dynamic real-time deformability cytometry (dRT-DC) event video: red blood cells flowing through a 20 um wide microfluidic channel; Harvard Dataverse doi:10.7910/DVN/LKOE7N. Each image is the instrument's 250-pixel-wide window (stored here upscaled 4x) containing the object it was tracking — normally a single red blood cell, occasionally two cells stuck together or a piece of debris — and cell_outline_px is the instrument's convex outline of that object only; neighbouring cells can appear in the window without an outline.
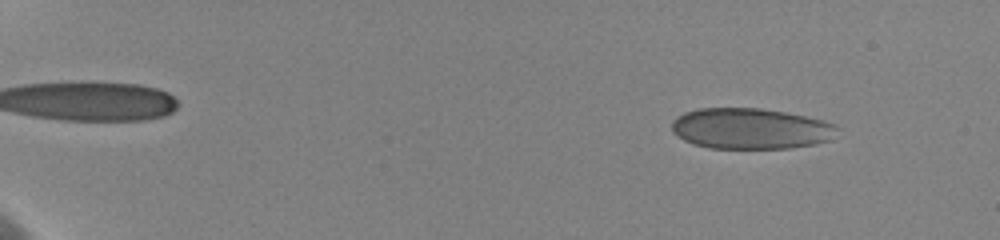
{"species": "human", "species_latin": "Homo sapiens", "temperature_condition": "cold", "stored_images_in_passage": 64, "camera_frame_rate_fps": 3000, "um_per_image_px": 0.085, "donor": {"sex": "female"}, "frame": {"image": 1, "passage_image": 7, "time_ms": 2.0, "image_size_px": [1000, 240], "cell_outline_px": [[836, 128], [828, 140], [812, 144], [792, 148], [708, 148], [692, 144], [684, 140], [672, 128], [672, 120], [676, 116], [684, 112], [700, 108], [760, 108], [784, 112], [804, 116], [820, 120], [832, 124]], "centroid_in_image_um": [63.71, 10.93], "position_along_channel_um": 21.3, "area_um2": 38.84}}
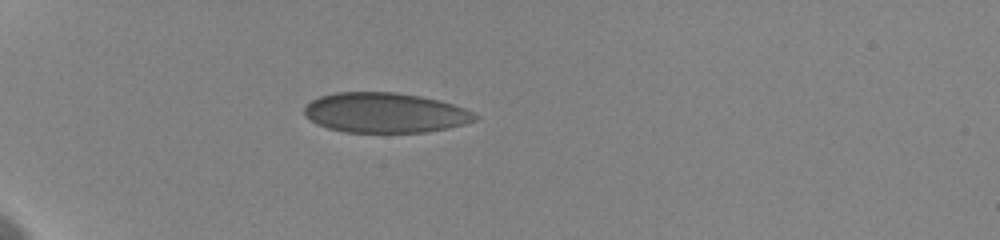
{"frame": {"image": 2, "passage_image": 21, "time_ms": 6.0, "image_size_px": [1000, 240], "cell_outline_px": [[480, 116], [476, 120], [464, 124], [424, 132], [344, 132], [328, 128], [312, 120], [304, 112], [304, 108], [312, 100], [320, 96], [336, 92], [396, 92], [420, 96], [452, 104], [464, 108]], "centroid_in_image_um": [32.74, 9.58], "position_along_channel_um": 52.3, "area_um2": 39.36}}